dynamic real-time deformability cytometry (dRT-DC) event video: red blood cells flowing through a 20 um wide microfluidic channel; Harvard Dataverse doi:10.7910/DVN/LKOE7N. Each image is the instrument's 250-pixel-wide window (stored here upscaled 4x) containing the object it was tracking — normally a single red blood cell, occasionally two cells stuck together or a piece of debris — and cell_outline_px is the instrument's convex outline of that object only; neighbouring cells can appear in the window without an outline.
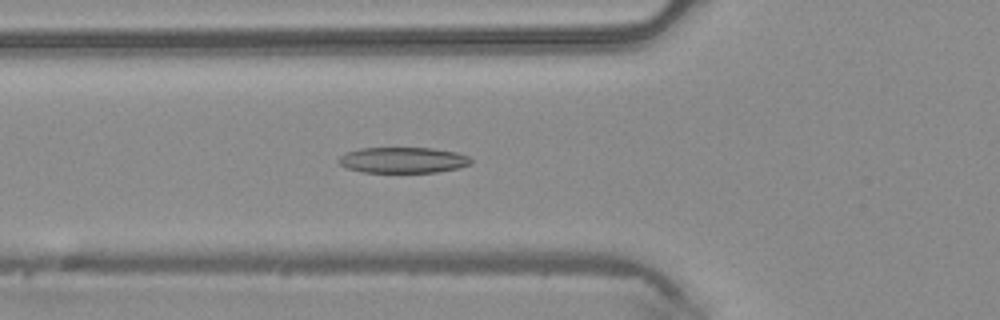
{"species": "common noctule bat (a hibernating species)", "species_latin": "Nyctalus noctula", "temperature_condition": "warm", "stored_images_in_passage": 48, "camera_frame_rate_fps": 3000, "um_per_image_px": 0.085, "animal": {"sex": "male", "body_mass_g": 20.4}, "frame": {"image": 1, "passage_image": 17, "time_ms": 5.333, "image_size_px": [1000, 320], "cell_outline_px": [[472, 164], [456, 168], [436, 172], [364, 172], [348, 168], [340, 164], [336, 160], [340, 156], [348, 152], [360, 148], [432, 148], [456, 152], [468, 156], [472, 160]], "centroid_in_image_um": [34.26, 13.6], "position_along_channel_um": 91.5, "area_um2": 19.77}}
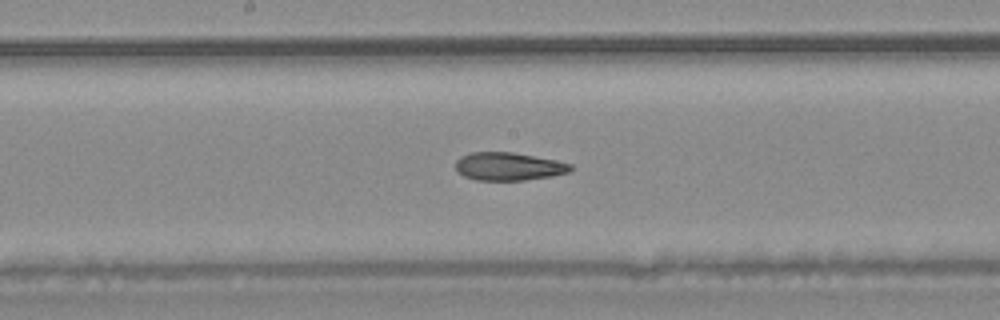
{"frame": {"image": 2, "passage_image": 25, "time_ms": 8.0, "image_size_px": [1000, 320], "cell_outline_px": [[572, 168], [568, 172], [552, 176], [524, 180], [476, 180], [464, 176], [456, 172], [456, 160], [460, 156], [472, 152], [512, 152], [556, 160], [572, 164]], "centroid_in_image_um": [43.2, 14.14], "position_along_channel_um": 205.0, "area_um2": 18.79}}
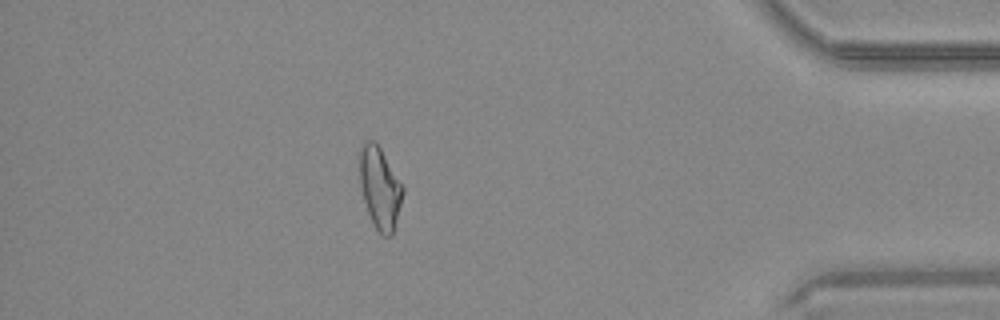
{"frame": {"image": 3, "passage_image": 42, "time_ms": 13.667, "image_size_px": [1000, 320], "cell_outline_px": [[404, 192], [392, 236], [384, 236], [376, 228], [368, 212], [364, 200], [360, 184], [360, 152], [364, 140], [372, 140], [380, 148], [404, 188]], "centroid_in_image_um": [32.29, 15.98], "position_along_channel_um": 402.9, "area_um2": 20.06}, "authors_computed_cell_mechanics": {"area_um2": 20.5479, "velocity_mm_per_s": 4.234, "shape_relaxation_time_tau1_ms": null, "shape_relaxation_time_tau2_ms": 2.8837, "deformation_change_tau1": null, "deformation_change_tau2": 0.1158}}